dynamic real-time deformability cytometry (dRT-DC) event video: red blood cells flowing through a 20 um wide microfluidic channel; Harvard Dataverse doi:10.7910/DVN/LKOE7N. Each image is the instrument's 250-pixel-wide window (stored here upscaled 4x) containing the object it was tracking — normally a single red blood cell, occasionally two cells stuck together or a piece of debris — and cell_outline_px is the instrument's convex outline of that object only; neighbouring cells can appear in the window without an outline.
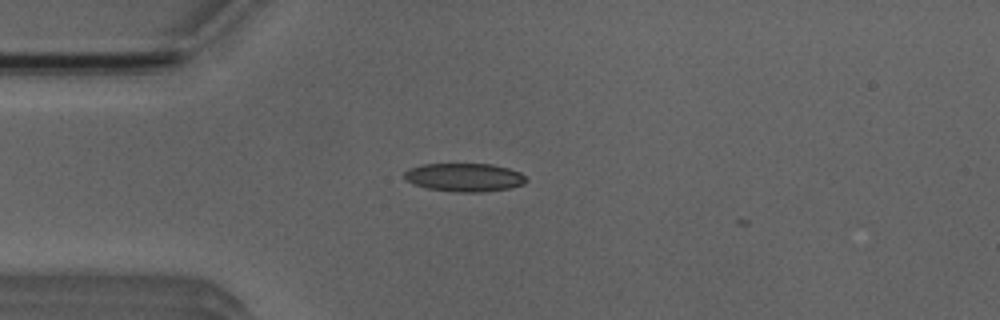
{"species": "Egyptian fruit bat (a non-hibernating species)", "species_latin": "Rousettus aegyptiacus", "temperature_condition": "room temperature", "stored_images_in_passage": 37, "camera_frame_rate_fps": 3000, "um_per_image_px": 0.085, "animal": {"sex": "male"}, "frame": {"image": 1, "passage_image": 2, "time_ms": 0.333, "image_size_px": [1000, 320], "cell_outline_px": [[528, 180], [524, 184], [508, 188], [484, 192], [460, 192], [428, 188], [416, 184], [408, 180], [404, 176], [404, 172], [408, 168], [424, 164], [492, 164], [508, 168], [520, 172]], "centroid_in_image_um": [39.51, 15.07], "position_along_channel_um": 45.5, "area_um2": 19.94}}
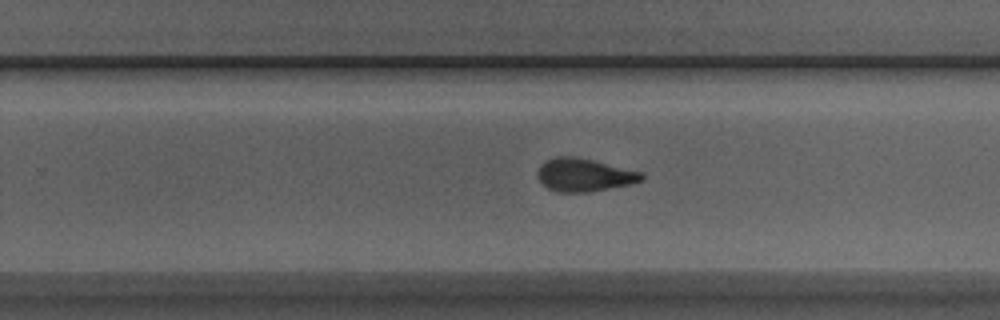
{"frame": {"image": 2, "passage_image": 21, "time_ms": 6.667, "image_size_px": [1000, 320], "cell_outline_px": [[644, 180], [628, 184], [588, 192], [556, 192], [548, 188], [536, 176], [536, 172], [540, 164], [556, 156], [572, 156], [592, 160], [644, 172]], "centroid_in_image_um": [49.64, 14.86], "position_along_channel_um": 280.2, "area_um2": 19.94}}
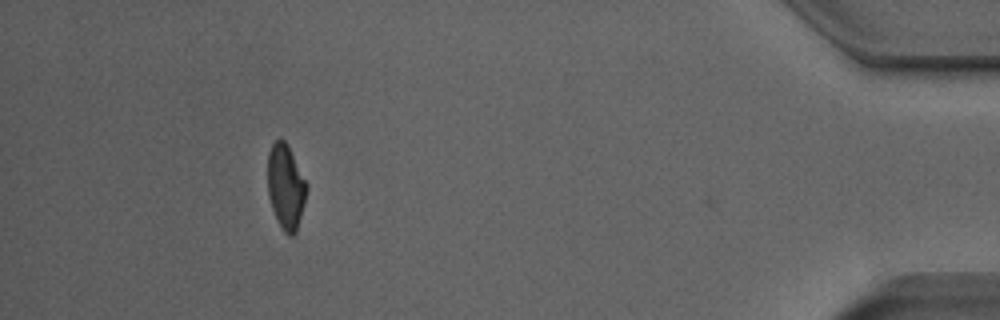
{"frame": {"image": 3, "passage_image": 36, "time_ms": 11.667, "image_size_px": [1000, 320], "cell_outline_px": [[308, 188], [304, 204], [296, 232], [292, 236], [288, 236], [284, 232], [272, 208], [268, 196], [268, 152], [272, 144], [280, 136], [288, 144], [308, 184]], "centroid_in_image_um": [24.3, 15.83], "position_along_channel_um": 410.9, "area_um2": 19.36}, "authors_computed_cell_mechanics": {"area_um2": 20.1722, "velocity_mm_per_s": 3.9284, "shape_relaxation_time_tau1_ms": 4.3784, "shape_relaxation_time_tau2_ms": 2.1509, "deformation_change_tau1": 0.1419, "deformation_change_tau2": 0.0784}}